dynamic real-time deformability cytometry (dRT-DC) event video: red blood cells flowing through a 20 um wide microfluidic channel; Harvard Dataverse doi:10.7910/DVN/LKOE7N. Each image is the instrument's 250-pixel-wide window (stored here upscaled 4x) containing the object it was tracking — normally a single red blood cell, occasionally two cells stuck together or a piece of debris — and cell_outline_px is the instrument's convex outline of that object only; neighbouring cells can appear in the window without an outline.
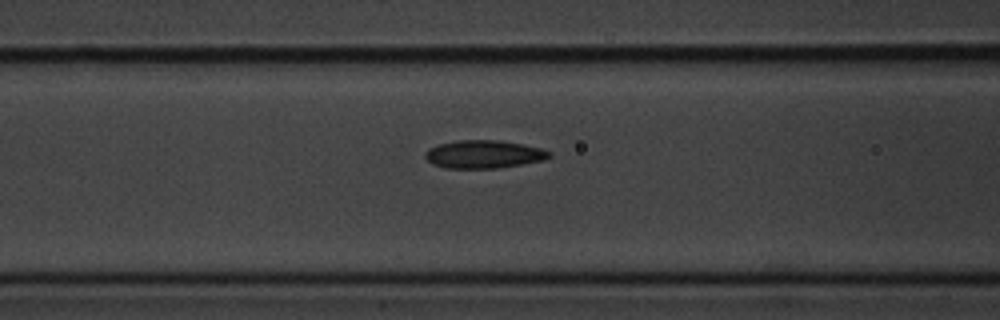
{"species": "common noctule bat (a hibernating species)", "species_latin": "Nyctalus noctula", "temperature_condition": "cold", "stored_images_in_passage": 7, "camera_frame_rate_fps": 3000, "um_per_image_px": 0.085, "animal": {"sex": "male", "body_mass_g": 20.1, "forearm_length_mm": 53.5}, "frame": {"image": 1, "passage_image": 7, "time_ms": 2.0, "image_size_px": [1000, 320], "cell_outline_px": [[552, 156], [544, 160], [496, 168], [444, 168], [432, 164], [424, 156], [424, 152], [428, 148], [440, 144], [456, 140], [500, 140], [524, 144], [540, 148], [552, 152]], "centroid_in_image_um": [41.11, 13.1], "position_along_channel_um": 125.5, "area_um2": 20.35}}